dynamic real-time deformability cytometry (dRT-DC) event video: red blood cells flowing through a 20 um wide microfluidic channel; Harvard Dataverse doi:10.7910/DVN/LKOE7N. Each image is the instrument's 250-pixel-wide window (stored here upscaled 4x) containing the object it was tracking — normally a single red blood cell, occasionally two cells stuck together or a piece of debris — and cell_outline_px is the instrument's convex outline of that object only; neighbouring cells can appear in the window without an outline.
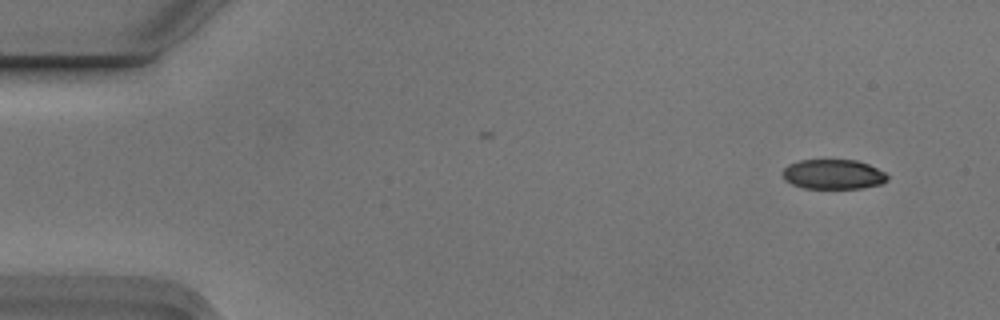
{"species": "Egyptian fruit bat (a non-hibernating species)", "species_latin": "Rousettus aegyptiacus", "temperature_condition": "cold", "stored_images_in_passage": 5, "camera_frame_rate_fps": 3000, "um_per_image_px": 0.085, "animal": {"sex": "male"}, "frame": {"image": 1, "passage_image": 1, "time_ms": 0.0, "image_size_px": [1000, 320], "cell_outline_px": [[888, 180], [880, 184], [860, 188], [804, 188], [792, 184], [784, 180], [784, 168], [788, 164], [800, 160], [856, 160], [868, 164], [884, 172], [888, 176]], "centroid_in_image_um": [70.82, 14.81], "position_along_channel_um": 14.2, "area_um2": 18.03}}